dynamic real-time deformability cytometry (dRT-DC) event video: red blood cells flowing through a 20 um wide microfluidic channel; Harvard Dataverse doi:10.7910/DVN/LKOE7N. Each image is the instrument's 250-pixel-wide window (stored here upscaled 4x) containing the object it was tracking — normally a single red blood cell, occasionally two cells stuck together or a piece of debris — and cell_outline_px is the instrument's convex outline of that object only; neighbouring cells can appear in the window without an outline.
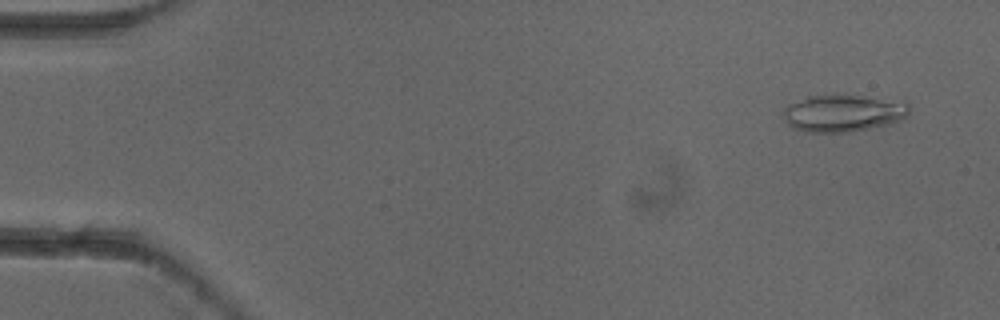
{"species": "common noctule bat (a hibernating species)", "species_latin": "Nyctalus noctula", "temperature_condition": "cold", "stored_images_in_passage": 5, "camera_frame_rate_fps": 3000, "um_per_image_px": 0.085, "animal": {"sex": "female"}, "frame": {"image": 1, "passage_image": 1, "time_ms": 0.0, "image_size_px": [1000, 320], "cell_outline_px": [[908, 116], [892, 124], [852, 132], [796, 132], [788, 124], [784, 116], [784, 108], [788, 104], [808, 96], [836, 92], [904, 100], [908, 104]], "centroid_in_image_um": [71.69, 9.58], "position_along_channel_um": 13.3, "area_um2": 28.5}}